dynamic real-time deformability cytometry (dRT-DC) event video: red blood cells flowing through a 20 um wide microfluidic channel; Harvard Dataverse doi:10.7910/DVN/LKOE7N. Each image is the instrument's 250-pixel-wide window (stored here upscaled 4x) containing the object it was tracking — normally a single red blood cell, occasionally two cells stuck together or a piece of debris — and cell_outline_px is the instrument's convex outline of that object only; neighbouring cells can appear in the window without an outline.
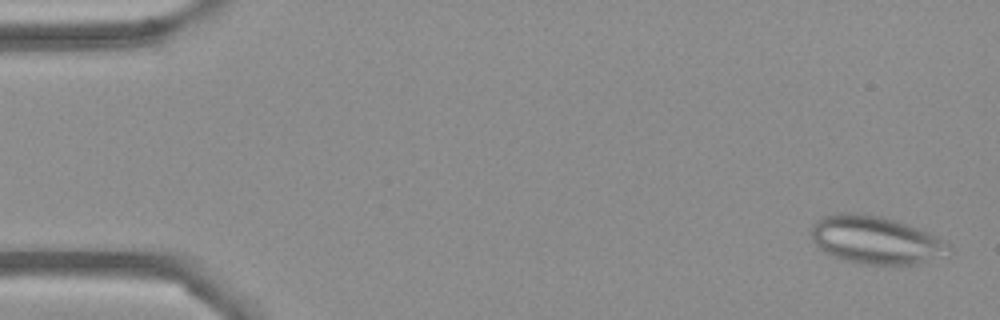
{"species": "Egyptian fruit bat (a non-hibernating species)", "species_latin": "Rousettus aegyptiacus", "temperature_condition": "cold", "stored_images_in_passage": 52, "camera_frame_rate_fps": 3000, "um_per_image_px": 0.085, "frame": {"image": 1, "passage_image": 1, "time_ms": 0.0, "image_size_px": [1000, 320], "cell_outline_px": [[952, 248], [948, 256], [916, 264], [864, 264], [844, 260], [824, 252], [812, 240], [812, 224], [816, 220], [824, 216], [840, 212], [852, 212], [880, 216], [896, 220], [936, 236], [948, 244]], "centroid_in_image_um": [74.44, 20.4], "position_along_channel_um": 10.6, "area_um2": 38.32}}
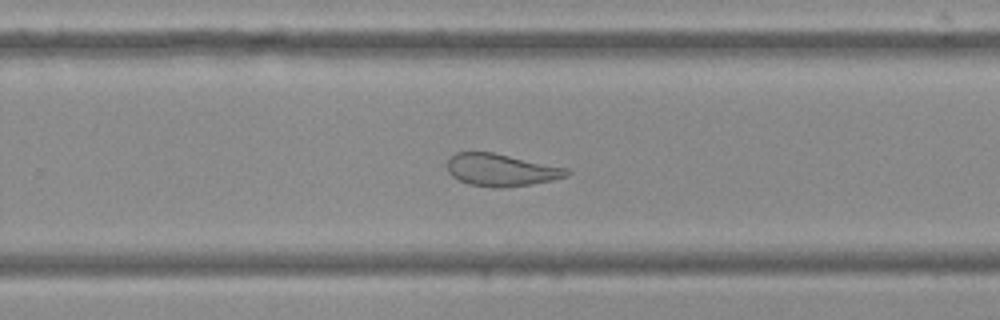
{"frame": {"image": 2, "passage_image": 33, "time_ms": 10.667, "image_size_px": [1000, 320], "cell_outline_px": [[572, 172], [568, 176], [552, 180], [532, 184], [500, 188], [468, 184], [452, 176], [448, 172], [448, 160], [456, 152], [492, 152], [568, 168]], "centroid_in_image_um": [42.62, 14.45], "position_along_channel_um": 287.2, "area_um2": 22.43}}
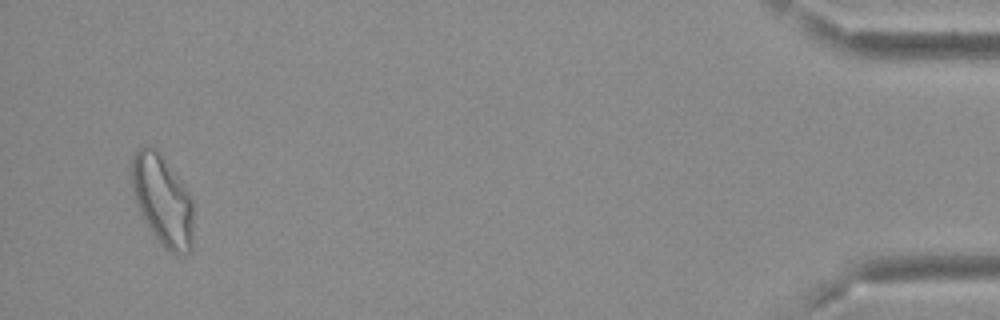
{"frame": {"image": 3, "passage_image": 50, "time_ms": 16.333, "image_size_px": [1000, 320], "cell_outline_px": [[192, 248], [188, 252], [172, 252], [164, 248], [152, 232], [140, 212], [132, 188], [132, 156], [136, 148], [144, 144], [152, 144], [160, 152], [180, 180], [188, 192], [192, 200]], "centroid_in_image_um": [13.79, 16.94], "position_along_channel_um": 421.4, "area_um2": 32.31}, "authors_computed_cell_mechanics": {"area_um2": 28.7555, "velocity_mm_per_s": 3.7797, "shape_relaxation_time_tau1_ms": null, "shape_relaxation_time_tau2_ms": 2.4564, "deformation_change_tau1": null, "deformation_change_tau2": 0.1102}}